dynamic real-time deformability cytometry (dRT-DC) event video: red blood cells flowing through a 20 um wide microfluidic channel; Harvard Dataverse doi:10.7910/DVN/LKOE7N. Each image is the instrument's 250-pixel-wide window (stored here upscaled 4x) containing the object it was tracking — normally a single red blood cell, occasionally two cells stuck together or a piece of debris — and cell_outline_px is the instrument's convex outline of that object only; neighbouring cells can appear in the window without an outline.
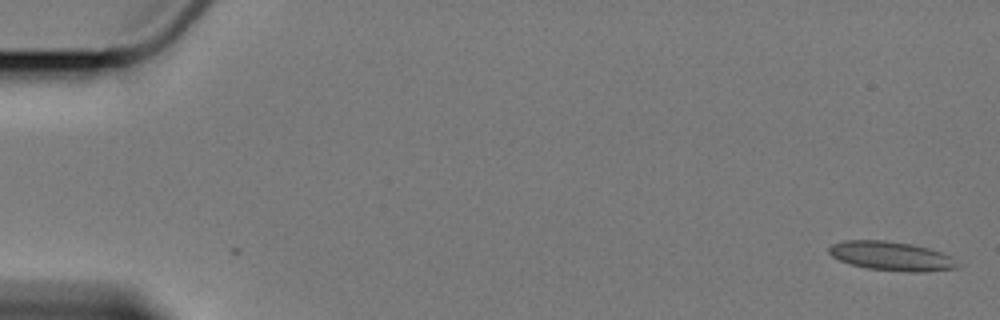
{"species": "Egyptian fruit bat (a non-hibernating species)", "species_latin": "Rousettus aegyptiacus", "temperature_condition": "cold", "stored_images_in_passage": 7, "camera_frame_rate_fps": 3000, "um_per_image_px": 0.085, "animal": {"sex": "female"}, "frame": {"image": 1, "passage_image": 1, "time_ms": 0.0, "image_size_px": [1000, 320], "cell_outline_px": [[964, 264], [956, 268], [924, 272], [908, 272], [868, 268], [852, 264], [840, 260], [832, 256], [828, 252], [828, 248], [832, 244], [844, 240], [884, 240], [912, 244], [944, 252], [952, 256]], "centroid_in_image_um": [75.85, 21.76], "position_along_channel_um": 9.1, "area_um2": 22.02}}